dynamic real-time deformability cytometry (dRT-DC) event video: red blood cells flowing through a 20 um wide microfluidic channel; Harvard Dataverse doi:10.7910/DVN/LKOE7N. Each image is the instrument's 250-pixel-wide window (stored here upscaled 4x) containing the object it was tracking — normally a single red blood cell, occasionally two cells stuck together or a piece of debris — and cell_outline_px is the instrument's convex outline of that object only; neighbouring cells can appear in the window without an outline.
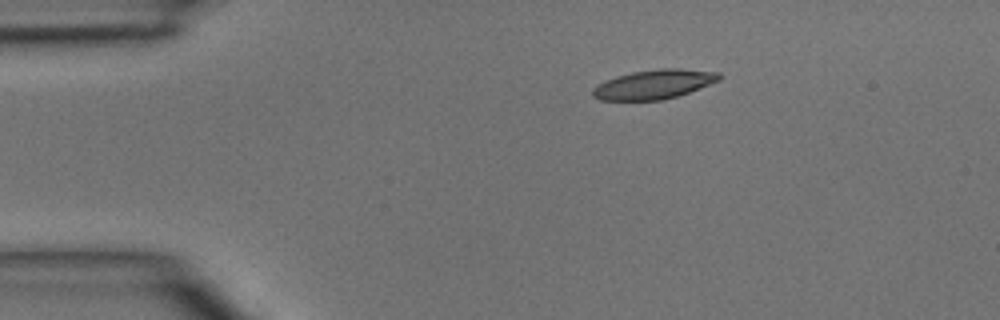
{"species": "common noctule bat (a hibernating species)", "species_latin": "Nyctalus noctula", "temperature_condition": "room temperature", "stored_images_in_passage": 4, "camera_frame_rate_fps": 3000, "um_per_image_px": 0.085, "animal": {"sex": "male", "body_mass_g": 15.6}, "frame": {"image": 1, "passage_image": 3, "time_ms": 0.667, "image_size_px": [1000, 320], "cell_outline_px": [[724, 76], [720, 80], [700, 88], [664, 100], [600, 100], [592, 96], [592, 88], [596, 84], [604, 80], [616, 76], [632, 72], [660, 68], [680, 68], [720, 72]], "centroid_in_image_um": [55.59, 7.16], "position_along_channel_um": 29.4, "area_um2": 21.85}}